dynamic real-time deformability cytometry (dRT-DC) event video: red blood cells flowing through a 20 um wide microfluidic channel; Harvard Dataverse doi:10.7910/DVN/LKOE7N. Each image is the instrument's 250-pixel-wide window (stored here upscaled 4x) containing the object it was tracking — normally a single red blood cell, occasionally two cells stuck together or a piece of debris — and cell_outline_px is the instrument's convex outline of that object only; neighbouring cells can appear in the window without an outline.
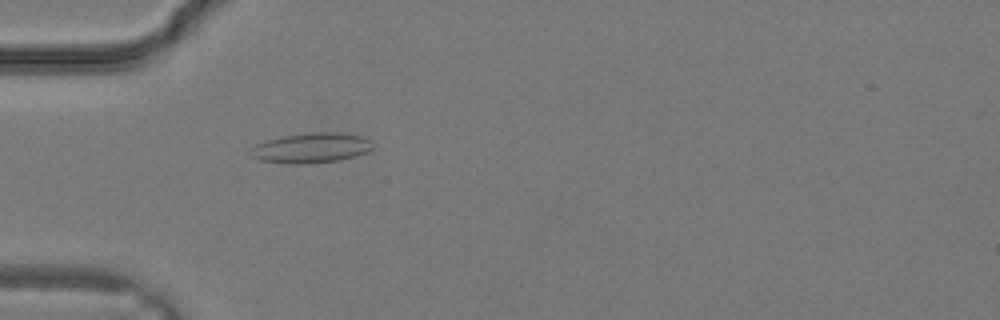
{"species": "common noctule bat (a hibernating species)", "species_latin": "Nyctalus noctula", "temperature_condition": "warm", "stored_images_in_passage": 14, "camera_frame_rate_fps": 3000, "um_per_image_px": 0.085, "animal": {"sex": "male", "body_mass_g": 19.2, "forearm_length_mm": 51.8}, "frame": {"image": 1, "passage_image": 6, "time_ms": 1.667, "image_size_px": [1000, 320], "cell_outline_px": [[376, 144], [368, 152], [356, 156], [340, 160], [300, 164], [296, 164], [260, 160], [252, 156], [248, 152], [256, 144], [264, 140], [280, 136], [312, 132], [340, 132], [360, 136], [372, 140]], "centroid_in_image_um": [26.48, 12.56], "position_along_channel_um": 58.5, "area_um2": 21.62}}
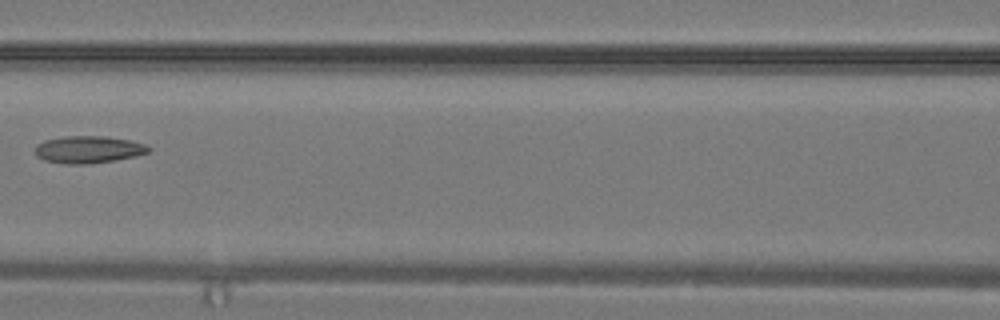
{"frame": {"image": 2, "passage_image": 11, "time_ms": 3.333, "image_size_px": [1000, 320], "cell_outline_px": [[152, 148], [148, 152], [136, 156], [116, 160], [92, 164], [64, 164], [44, 160], [36, 156], [36, 144], [44, 140], [64, 136], [104, 136], [128, 140], [144, 144]], "centroid_in_image_um": [7.49, 12.72], "position_along_channel_um": 159.1, "area_um2": 18.09}}
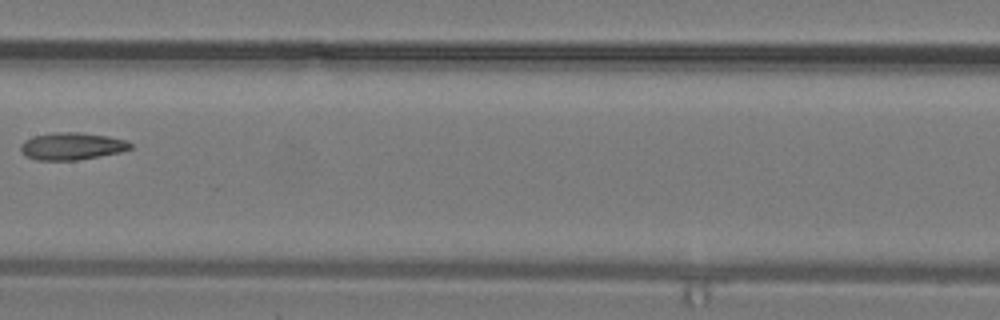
{"frame": {"image": 3, "passage_image": 13, "time_ms": 4.0, "image_size_px": [1000, 320], "cell_outline_px": [[132, 148], [120, 152], [100, 156], [76, 160], [36, 160], [24, 156], [20, 148], [20, 144], [24, 140], [32, 136], [56, 132], [76, 132], [108, 136], [128, 140], [132, 144]], "centroid_in_image_um": [6.09, 12.42], "position_along_channel_um": 201.3, "area_um2": 17.57}}